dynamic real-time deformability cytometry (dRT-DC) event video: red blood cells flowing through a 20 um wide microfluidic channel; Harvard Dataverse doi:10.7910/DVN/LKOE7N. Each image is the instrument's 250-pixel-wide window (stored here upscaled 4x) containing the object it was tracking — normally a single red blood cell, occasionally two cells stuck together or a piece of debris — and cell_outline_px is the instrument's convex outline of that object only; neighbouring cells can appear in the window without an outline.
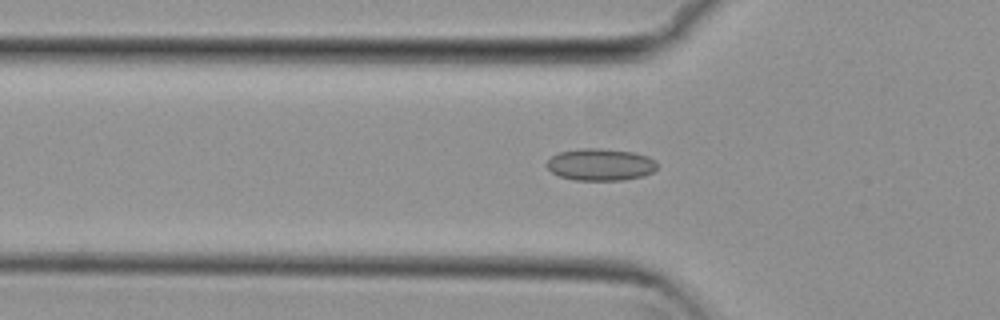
{"species": "common noctule bat (a hibernating species)", "species_latin": "Nyctalus noctula", "temperature_condition": "cold", "stored_images_in_passage": 47, "camera_frame_rate_fps": 3000, "um_per_image_px": 0.085, "animal": {"sex": "female", "body_mass_g": 29.2, "forearm_length_mm": 56.3}, "frame": {"image": 1, "passage_image": 18, "time_ms": 5.667, "image_size_px": [1000, 320], "cell_outline_px": [[656, 168], [652, 172], [644, 176], [624, 180], [576, 180], [560, 176], [552, 172], [548, 168], [548, 160], [552, 156], [560, 152], [580, 148], [600, 148], [632, 152], [648, 156], [656, 160]], "centroid_in_image_um": [51.07, 13.99], "position_along_channel_um": 74.7, "area_um2": 20.52}}
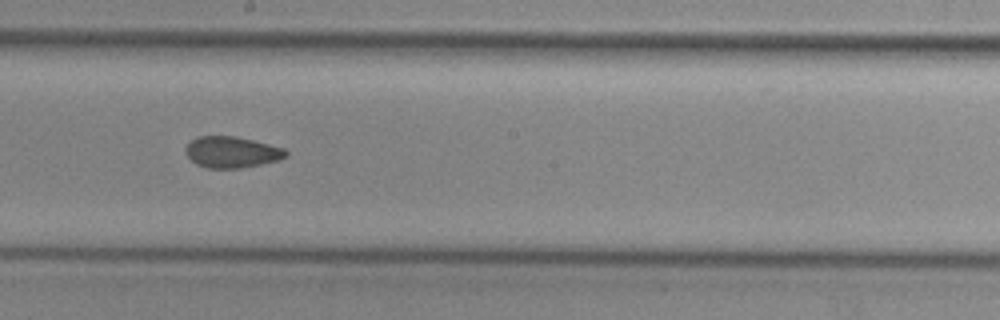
{"frame": {"image": 2, "passage_image": 30, "time_ms": 9.667, "image_size_px": [1000, 320], "cell_outline_px": [[288, 156], [280, 160], [240, 168], [208, 168], [196, 164], [184, 152], [184, 148], [196, 136], [236, 136], [284, 148], [288, 152]], "centroid_in_image_um": [19.7, 12.93], "position_along_channel_um": 228.5, "area_um2": 18.26}}
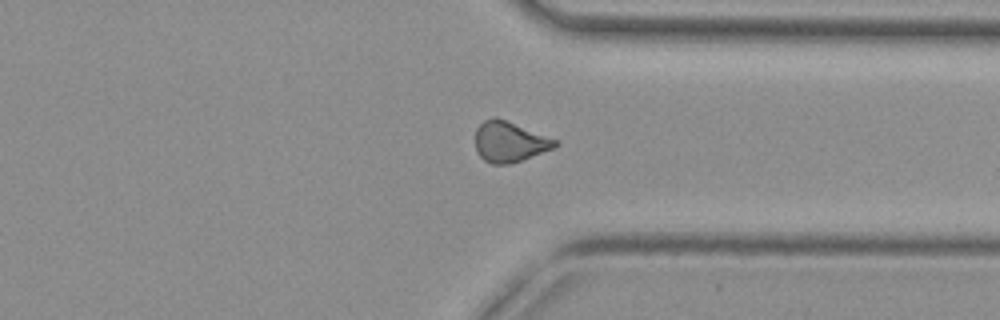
{"frame": {"image": 3, "passage_image": 41, "time_ms": 13.333, "image_size_px": [1000, 320], "cell_outline_px": [[560, 144], [552, 148], [520, 160], [508, 164], [492, 164], [484, 160], [476, 152], [476, 128], [484, 120], [492, 116], [496, 116], [560, 140]], "centroid_in_image_um": [43.31, 12.02], "position_along_channel_um": 368.1, "area_um2": 18.9}, "authors_computed_cell_mechanics": {"area_um2": 18.9584, "velocity_mm_per_s": 3.8267, "shape_relaxation_time_tau1_ms": null, "shape_relaxation_time_tau2_ms": 2.0597, "deformation_change_tau1": null, "deformation_change_tau2": 0.0782}}